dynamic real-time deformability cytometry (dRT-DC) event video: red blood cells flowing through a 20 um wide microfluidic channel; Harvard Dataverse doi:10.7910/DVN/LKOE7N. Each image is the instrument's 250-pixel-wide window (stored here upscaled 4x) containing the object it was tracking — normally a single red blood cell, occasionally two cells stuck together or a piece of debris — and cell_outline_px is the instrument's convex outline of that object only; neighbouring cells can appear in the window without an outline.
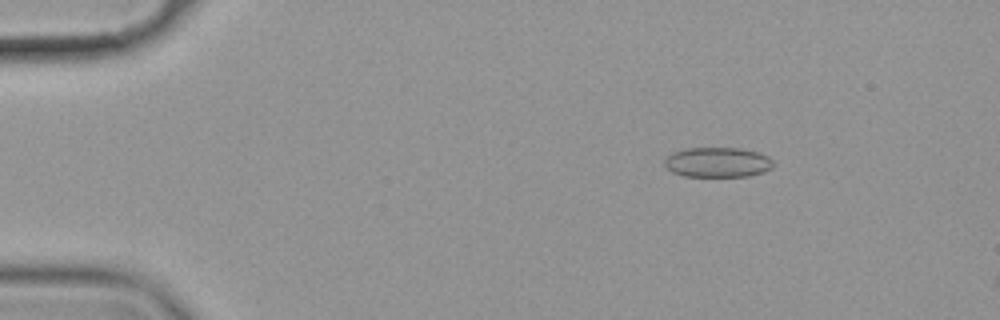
{"species": "common noctule bat (a hibernating species)", "species_latin": "Nyctalus noctula", "temperature_condition": "cold", "stored_images_in_passage": 21, "camera_frame_rate_fps": 3000, "um_per_image_px": 0.085, "animal": {"sex": "female", "body_mass_g": 19.9}, "frame": {"image": 1, "passage_image": 9, "time_ms": 2.667, "image_size_px": [1000, 320], "cell_outline_px": [[776, 164], [772, 168], [764, 172], [748, 176], [684, 176], [672, 172], [664, 164], [664, 160], [672, 152], [684, 148], [740, 148], [756, 152], [768, 156]], "centroid_in_image_um": [61.01, 13.79], "position_along_channel_um": 24.0, "area_um2": 19.07}}
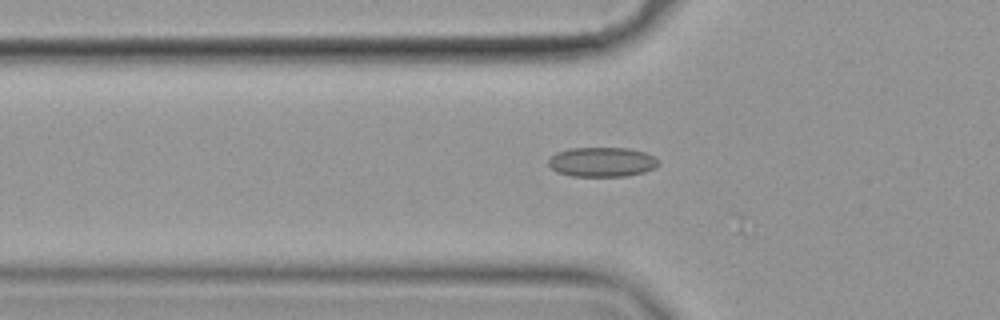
{"frame": {"image": 2, "passage_image": 20, "time_ms": 6.333, "image_size_px": [1000, 320], "cell_outline_px": [[660, 164], [656, 168], [644, 172], [628, 176], [572, 176], [556, 172], [548, 164], [548, 160], [556, 152], [572, 148], [628, 148], [644, 152], [660, 160]], "centroid_in_image_um": [51.19, 13.77], "position_along_channel_um": 74.6, "area_um2": 19.07}}